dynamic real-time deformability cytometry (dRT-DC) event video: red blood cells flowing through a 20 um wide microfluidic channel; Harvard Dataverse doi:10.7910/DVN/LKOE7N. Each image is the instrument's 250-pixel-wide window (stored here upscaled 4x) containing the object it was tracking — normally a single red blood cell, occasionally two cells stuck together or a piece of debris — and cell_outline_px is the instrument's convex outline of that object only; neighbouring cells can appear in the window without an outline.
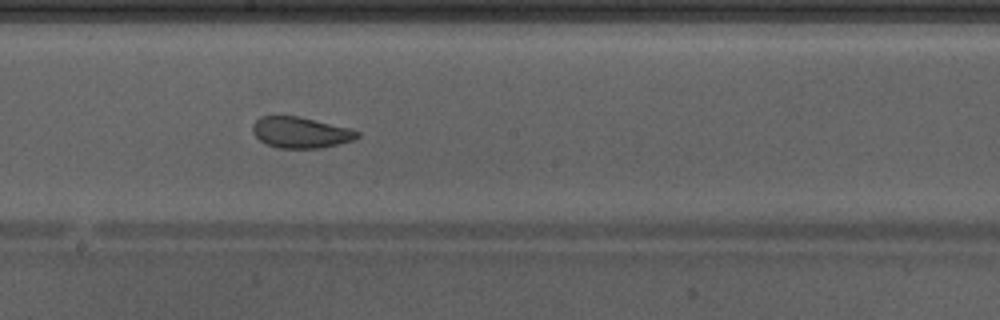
{"species": "Egyptian fruit bat (a non-hibernating species)", "species_latin": "Rousettus aegyptiacus", "temperature_condition": "warm", "stored_images_in_passage": 49, "camera_frame_rate_fps": 3000, "um_per_image_px": 0.085, "animal": {"sex": "male"}, "frame": {"image": 1, "passage_image": 28, "time_ms": 9.0, "image_size_px": [1000, 320], "cell_outline_px": [[360, 136], [352, 140], [324, 148], [276, 148], [264, 144], [252, 132], [252, 124], [260, 116], [300, 116], [352, 128], [360, 132]], "centroid_in_image_um": [25.56, 11.26], "position_along_channel_um": 222.6, "area_um2": 19.25}, "authors_computed_cell_mechanics": {"area_um2": 23.1778, "velocity_mm_per_s": 4.2745, "shape_relaxation_time_tau1_ms": null, "shape_relaxation_time_tau2_ms": 1.1807, "deformation_change_tau1": null, "deformation_change_tau2": 0.0655}}